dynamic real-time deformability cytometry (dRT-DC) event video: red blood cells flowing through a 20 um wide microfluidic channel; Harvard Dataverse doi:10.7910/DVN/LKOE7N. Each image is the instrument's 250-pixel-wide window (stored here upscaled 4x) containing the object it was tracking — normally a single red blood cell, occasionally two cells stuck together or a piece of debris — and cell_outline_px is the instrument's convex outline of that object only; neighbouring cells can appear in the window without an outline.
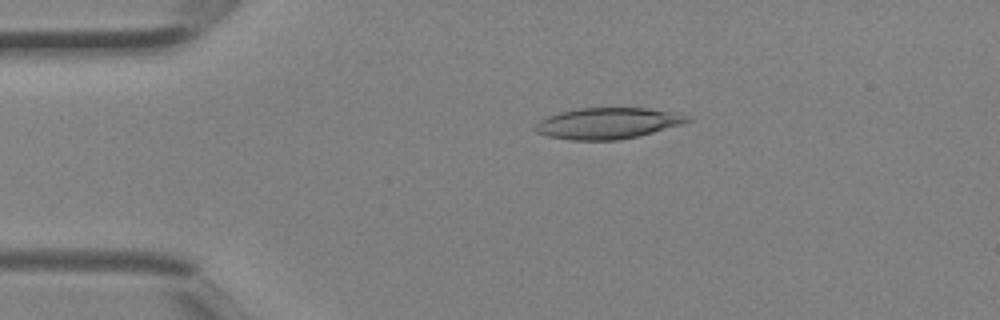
{"species": "Egyptian fruit bat (a non-hibernating species)", "species_latin": "Rousettus aegyptiacus", "temperature_condition": "room temperature", "stored_images_in_passage": 4, "camera_frame_rate_fps": 3000, "um_per_image_px": 0.085, "animal": {"sex": "female"}, "frame": {"image": 1, "passage_image": 3, "time_ms": 0.667, "image_size_px": [1000, 320], "cell_outline_px": [[692, 120], [680, 124], [652, 132], [636, 136], [616, 140], [568, 140], [548, 136], [536, 132], [532, 128], [540, 120], [548, 116], [560, 112], [576, 108], [648, 108], [672, 112], [692, 116]], "centroid_in_image_um": [51.61, 10.47], "position_along_channel_um": 33.4, "area_um2": 27.46}}